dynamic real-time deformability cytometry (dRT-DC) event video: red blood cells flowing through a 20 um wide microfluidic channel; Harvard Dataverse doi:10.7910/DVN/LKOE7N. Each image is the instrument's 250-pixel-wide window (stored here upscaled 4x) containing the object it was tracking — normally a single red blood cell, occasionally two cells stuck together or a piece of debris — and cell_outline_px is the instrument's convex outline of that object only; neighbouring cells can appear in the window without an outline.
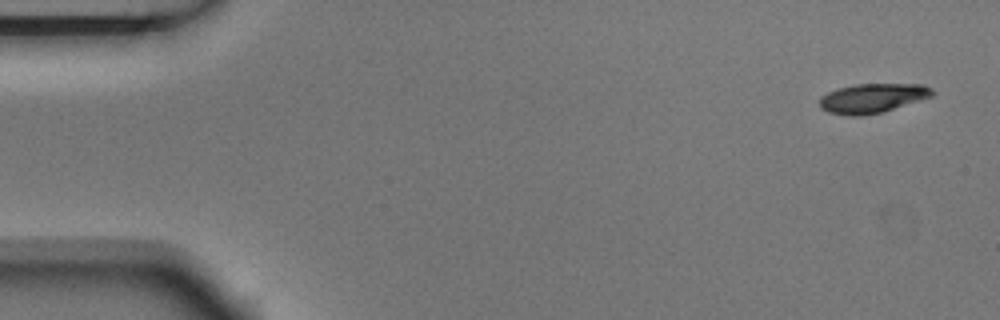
{"species": "Egyptian fruit bat (a non-hibernating species)", "species_latin": "Rousettus aegyptiacus", "temperature_condition": "room temperature", "stored_images_in_passage": 6, "camera_frame_rate_fps": 3000, "um_per_image_px": 0.085, "animal": {"sex": "male"}, "frame": {"image": 1, "passage_image": 1, "time_ms": 0.0, "image_size_px": [1000, 320], "cell_outline_px": [[936, 92], [932, 96], [884, 112], [860, 116], [852, 116], [828, 112], [820, 108], [820, 96], [836, 88], [856, 84], [924, 84], [932, 88]], "centroid_in_image_um": [74.17, 8.34], "position_along_channel_um": 10.8, "area_um2": 19.48}}
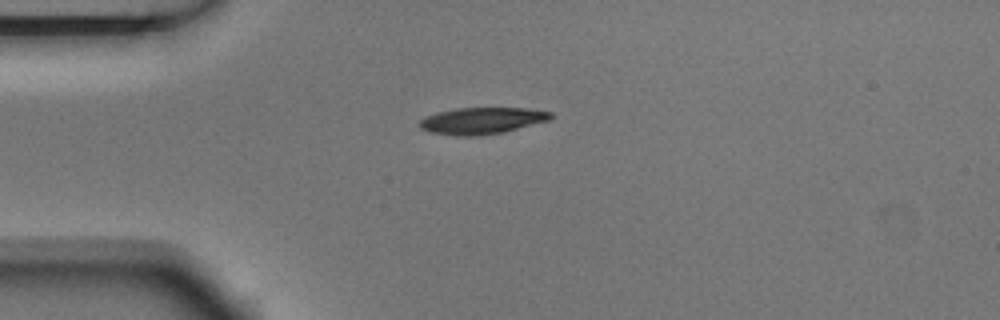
{"frame": {"image": 2, "passage_image": 4, "time_ms": 1.0, "image_size_px": [1000, 320], "cell_outline_px": [[552, 116], [548, 120], [504, 132], [476, 136], [456, 136], [432, 132], [420, 128], [420, 120], [424, 116], [436, 112], [456, 108], [524, 108], [552, 112]], "centroid_in_image_um": [40.92, 10.25], "position_along_channel_um": 44.1, "area_um2": 20.23}}
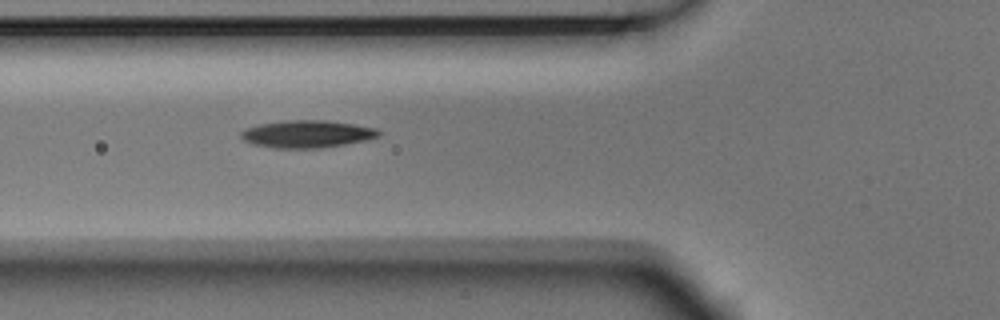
{"frame": {"image": 3, "passage_image": 6, "time_ms": 1.667, "image_size_px": [1000, 320], "cell_outline_px": [[380, 132], [376, 136], [364, 140], [344, 144], [320, 148], [276, 148], [252, 144], [244, 140], [240, 136], [240, 132], [244, 128], [260, 124], [288, 120], [324, 120], [352, 124], [376, 128]], "centroid_in_image_um": [26.03, 11.39], "position_along_channel_um": 99.8, "area_um2": 21.73}}